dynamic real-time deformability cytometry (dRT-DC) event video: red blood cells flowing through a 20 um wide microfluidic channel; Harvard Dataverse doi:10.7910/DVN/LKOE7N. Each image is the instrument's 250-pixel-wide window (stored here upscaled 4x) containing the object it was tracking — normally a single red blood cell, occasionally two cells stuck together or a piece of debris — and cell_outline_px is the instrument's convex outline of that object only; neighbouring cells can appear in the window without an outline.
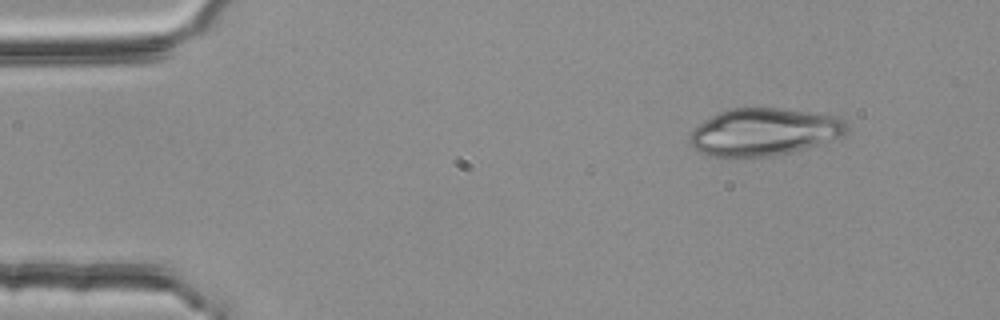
{"species": "common noctule bat (a hibernating species)", "species_latin": "Nyctalus noctula", "temperature_condition": "room temperature", "stored_images_in_passage": 3, "camera_frame_rate_fps": 3000, "um_per_image_px": 0.085, "animal": {"sex": "female", "body_mass_g": 25.1}, "frame": {"image": 1, "passage_image": 1, "time_ms": 0.0, "image_size_px": [1000, 320], "cell_outline_px": [[848, 132], [844, 136], [804, 148], [788, 152], [768, 156], [712, 156], [700, 152], [692, 148], [688, 144], [688, 136], [692, 128], [704, 120], [728, 108], [780, 108], [824, 112], [840, 116], [844, 120], [848, 128]], "centroid_in_image_um": [64.95, 11.18], "position_along_channel_um": 20.1, "area_um2": 43.81}}